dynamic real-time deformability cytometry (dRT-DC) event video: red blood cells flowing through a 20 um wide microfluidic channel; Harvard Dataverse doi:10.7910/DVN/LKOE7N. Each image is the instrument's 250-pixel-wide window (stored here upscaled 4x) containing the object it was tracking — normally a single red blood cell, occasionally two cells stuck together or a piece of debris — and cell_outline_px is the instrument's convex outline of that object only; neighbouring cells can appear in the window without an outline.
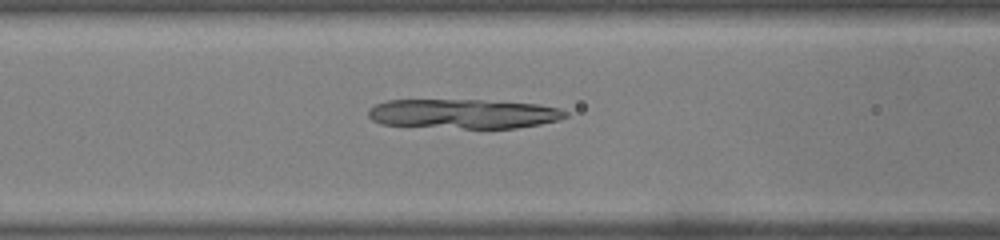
{"species": "common noctule bat (a hibernating species)", "species_latin": "Nyctalus noctula", "temperature_condition": "warm", "stored_images_in_passage": 47, "camera_frame_rate_fps": 3000, "um_per_image_px": 0.085, "animal": {"sex": "male", "body_mass_g": 19.0, "forearm_length_mm": 50.8}, "frame": {"image": 1, "passage_image": 21, "time_ms": 6.667, "image_size_px": [1000, 240], "cell_outline_px": [[568, 116], [560, 120], [540, 124], [516, 128], [464, 128], [380, 124], [372, 120], [368, 116], [368, 108], [376, 104], [388, 100], [480, 100], [536, 104], [560, 108], [568, 112]], "centroid_in_image_um": [39.41, 9.67], "position_along_channel_um": 127.2, "area_um2": 33.87}}
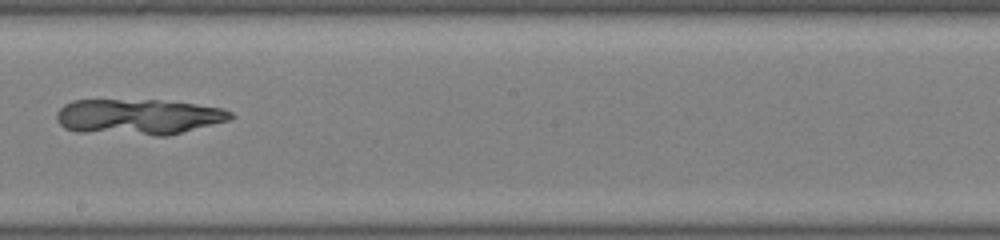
{"frame": {"image": 2, "passage_image": 29, "time_ms": 9.333, "image_size_px": [1000, 240], "cell_outline_px": [[236, 116], [228, 120], [168, 136], [156, 136], [76, 132], [64, 128], [56, 120], [56, 112], [64, 104], [72, 100], [160, 100], [196, 104], [224, 108], [232, 112]], "centroid_in_image_um": [11.74, 9.93], "position_along_channel_um": 236.5, "area_um2": 36.65}}
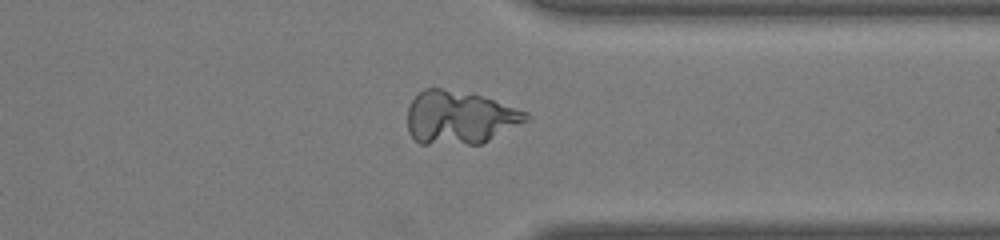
{"frame": {"image": 3, "passage_image": 39, "time_ms": 12.667, "image_size_px": [1000, 240], "cell_outline_px": [[532, 120], [484, 144], [420, 144], [412, 140], [408, 132], [408, 104], [424, 88], [440, 88], [480, 96], [528, 112], [532, 116]], "centroid_in_image_um": [39.1, 10.04], "position_along_channel_um": 372.3, "area_um2": 37.28}}